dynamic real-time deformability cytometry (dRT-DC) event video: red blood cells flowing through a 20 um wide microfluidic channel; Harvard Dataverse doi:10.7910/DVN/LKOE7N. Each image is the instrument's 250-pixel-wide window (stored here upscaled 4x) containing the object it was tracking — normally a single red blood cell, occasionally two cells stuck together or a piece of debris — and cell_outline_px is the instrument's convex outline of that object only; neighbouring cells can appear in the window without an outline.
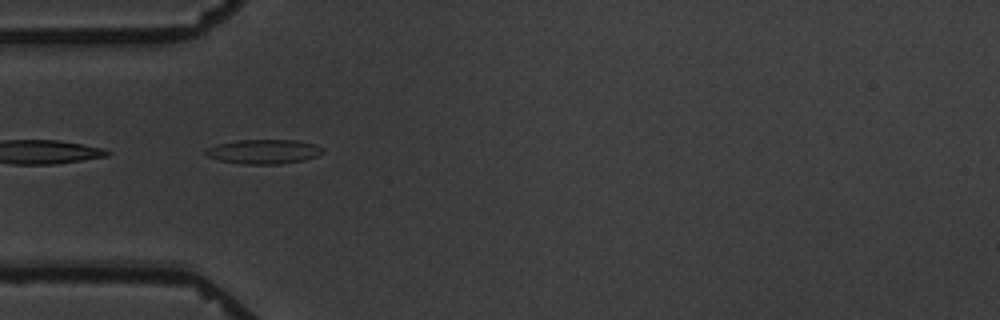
{"species": "common noctule bat (a hibernating species)", "species_latin": "Nyctalus noctula", "temperature_condition": "warm", "stored_images_in_passage": 6, "camera_frame_rate_fps": 3000, "um_per_image_px": 0.085, "animal": {"sex": "male", "body_mass_g": 19.5, "forearm_length_mm": 54.6}, "frame": {"image": 1, "passage_image": 5, "time_ms": 4.667, "image_size_px": [1000, 320], "cell_outline_px": [[324, 152], [316, 156], [304, 160], [280, 164], [240, 164], [220, 160], [208, 156], [204, 152], [204, 148], [216, 144], [236, 140], [296, 140], [316, 144], [324, 148]], "centroid_in_image_um": [22.41, 12.88], "position_along_channel_um": 62.6, "area_um2": 16.82}}